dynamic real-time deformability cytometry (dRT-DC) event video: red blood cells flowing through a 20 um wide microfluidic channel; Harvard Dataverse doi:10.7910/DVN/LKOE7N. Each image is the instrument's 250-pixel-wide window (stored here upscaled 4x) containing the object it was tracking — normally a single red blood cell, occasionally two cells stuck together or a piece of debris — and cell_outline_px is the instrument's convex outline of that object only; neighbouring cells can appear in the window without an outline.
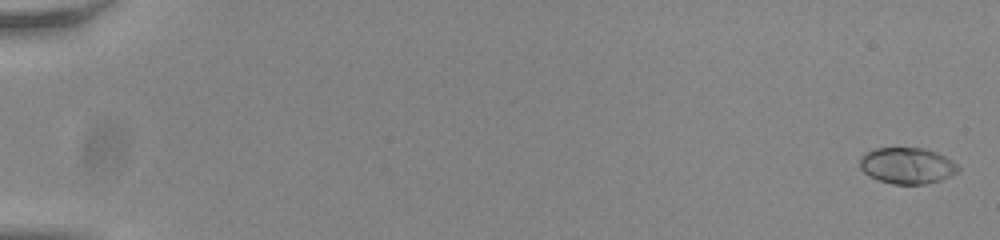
{"species": "common noctule bat (a hibernating species)", "species_latin": "Nyctalus noctula", "temperature_condition": "room temperature", "stored_images_in_passage": 54, "camera_frame_rate_fps": 3000, "um_per_image_px": 0.085, "animal": {"sex": "male", "body_mass_g": 20.0, "forearm_length_mm": 53.3}, "frame": {"image": 1, "passage_image": 2, "time_ms": 0.333, "image_size_px": [1000, 240], "cell_outline_px": [[960, 172], [940, 180], [924, 184], [892, 184], [868, 176], [860, 168], [860, 160], [864, 152], [876, 148], [924, 148], [936, 152], [952, 160], [960, 168]], "centroid_in_image_um": [77.11, 14.08], "position_along_channel_um": 7.9, "area_um2": 20.81}}
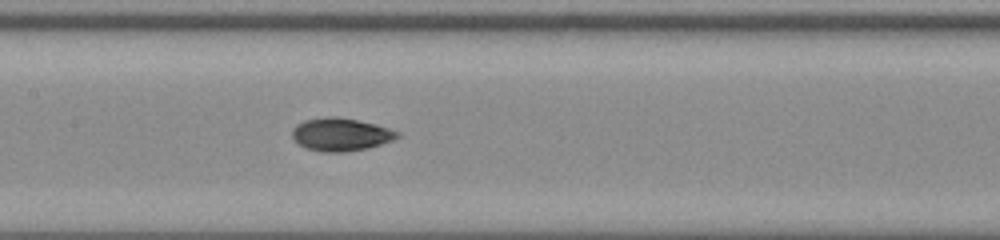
{"frame": {"image": 2, "passage_image": 30, "time_ms": 9.667, "image_size_px": [1000, 240], "cell_outline_px": [[400, 136], [392, 140], [368, 148], [344, 152], [320, 152], [296, 144], [292, 140], [292, 132], [296, 124], [304, 120], [328, 116], [336, 116], [356, 120], [388, 128], [400, 132]], "centroid_in_image_um": [28.91, 11.43], "position_along_channel_um": 178.5, "area_um2": 20.17}}
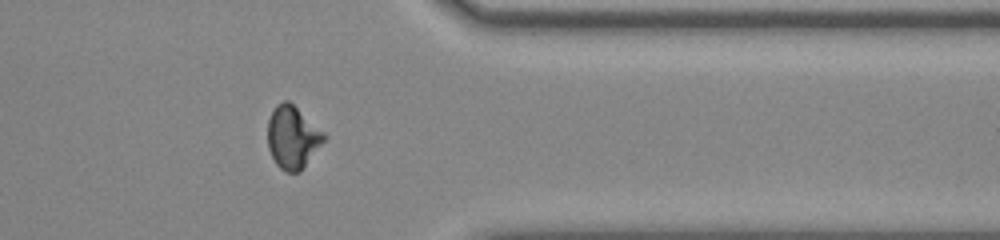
{"frame": {"image": 3, "passage_image": 47, "time_ms": 15.333, "image_size_px": [1000, 240], "cell_outline_px": [[324, 140], [300, 172], [284, 172], [276, 164], [268, 148], [268, 120], [276, 104], [284, 100], [288, 100], [324, 132]], "centroid_in_image_um": [24.84, 11.67], "position_along_channel_um": 386.6, "area_um2": 20.23}}